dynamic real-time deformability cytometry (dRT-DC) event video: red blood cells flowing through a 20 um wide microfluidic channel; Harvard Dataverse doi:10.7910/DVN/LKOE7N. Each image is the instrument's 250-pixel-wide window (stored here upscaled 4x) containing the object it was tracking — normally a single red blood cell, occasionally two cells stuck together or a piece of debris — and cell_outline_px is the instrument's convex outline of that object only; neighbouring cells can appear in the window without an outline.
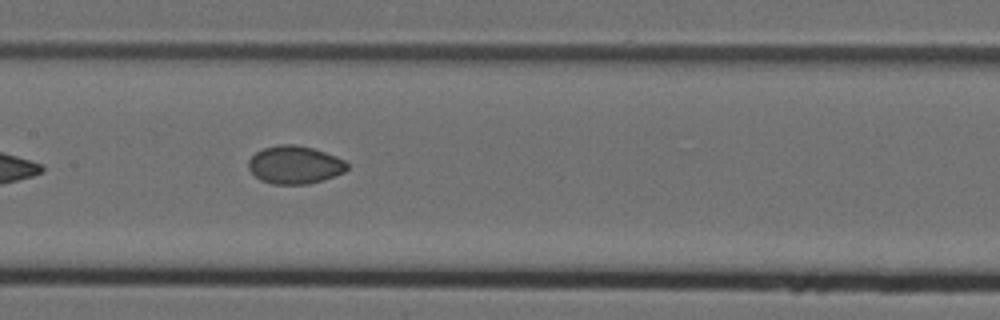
{"species": "Egyptian fruit bat (a non-hibernating species)", "species_latin": "Rousettus aegyptiacus", "temperature_condition": "cold", "stored_images_in_passage": 8, "camera_frame_rate_fps": 3000, "um_per_image_px": 0.085, "animal": {"sex": "female"}, "frame": {"image": 1, "passage_image": 7, "time_ms": 2.0, "image_size_px": [1000, 320], "cell_outline_px": [[348, 168], [344, 172], [308, 184], [272, 184], [260, 180], [248, 168], [248, 160], [256, 152], [264, 148], [280, 144], [296, 144], [312, 148], [324, 152], [344, 160], [348, 164]], "centroid_in_image_um": [25.03, 14.0], "position_along_channel_um": 182.4, "area_um2": 21.62}}
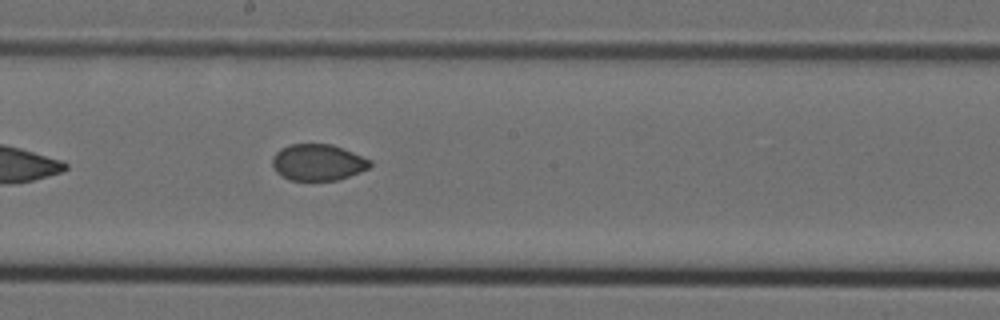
{"frame": {"image": 2, "passage_image": 8, "time_ms": 2.333, "image_size_px": [1000, 320], "cell_outline_px": [[372, 164], [368, 168], [360, 172], [336, 180], [288, 180], [276, 172], [272, 164], [272, 156], [280, 148], [288, 144], [332, 144], [372, 160]], "centroid_in_image_um": [26.99, 13.79], "position_along_channel_um": 221.2, "area_um2": 20.75}}